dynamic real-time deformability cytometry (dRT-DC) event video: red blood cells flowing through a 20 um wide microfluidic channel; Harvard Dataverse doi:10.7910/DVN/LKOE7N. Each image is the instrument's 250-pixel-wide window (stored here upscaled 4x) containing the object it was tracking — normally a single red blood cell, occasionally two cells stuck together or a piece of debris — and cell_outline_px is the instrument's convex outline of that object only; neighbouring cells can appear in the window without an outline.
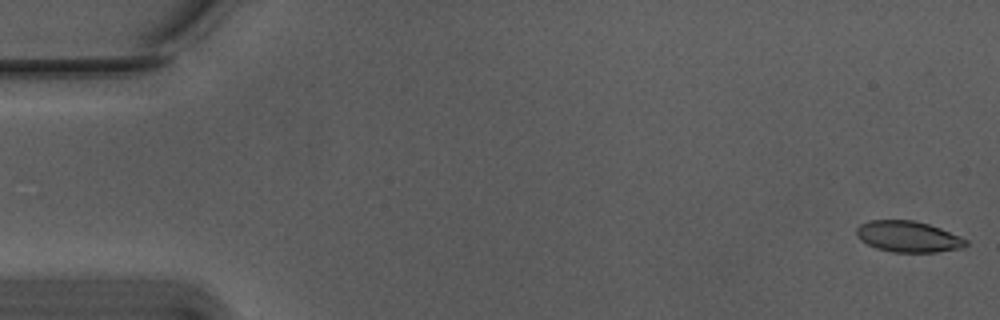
{"species": "Egyptian fruit bat (a non-hibernating species)", "species_latin": "Rousettus aegyptiacus", "temperature_condition": "warm", "stored_images_in_passage": 11, "camera_frame_rate_fps": 3000, "um_per_image_px": 0.085, "animal": {"sex": "male"}, "frame": {"image": 1, "passage_image": 1, "time_ms": 0.0, "image_size_px": [1000, 320], "cell_outline_px": [[968, 244], [964, 248], [936, 252], [892, 252], [876, 248], [860, 240], [856, 236], [856, 228], [860, 224], [868, 220], [912, 220], [928, 224], [940, 228], [960, 236], [968, 240]], "centroid_in_image_um": [77.19, 20.11], "position_along_channel_um": 7.8, "area_um2": 19.94}}